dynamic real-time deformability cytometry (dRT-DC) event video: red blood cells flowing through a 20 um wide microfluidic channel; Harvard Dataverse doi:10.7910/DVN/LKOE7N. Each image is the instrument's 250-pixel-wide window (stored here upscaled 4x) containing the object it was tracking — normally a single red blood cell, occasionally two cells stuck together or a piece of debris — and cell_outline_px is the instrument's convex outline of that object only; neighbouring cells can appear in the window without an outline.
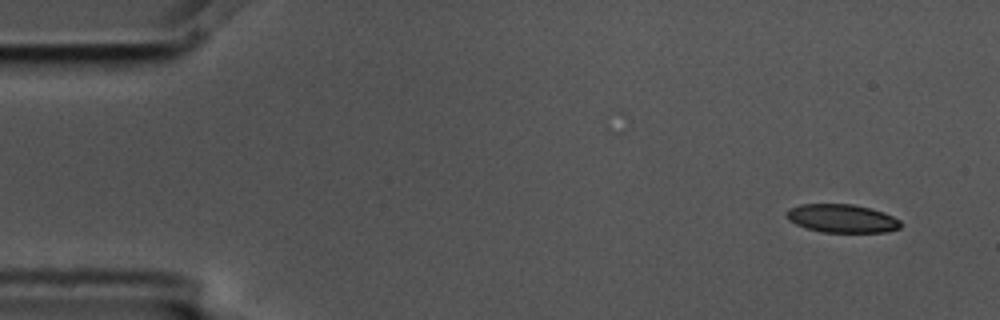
{"species": "common noctule bat (a hibernating species)", "species_latin": "Nyctalus noctula", "temperature_condition": "cold", "stored_images_in_passage": 9, "camera_frame_rate_fps": 3000, "um_per_image_px": 0.085, "animal": {"sex": "male", "body_mass_g": 17.5, "forearm_length_mm": 52.3}, "frame": {"image": 1, "passage_image": 1, "time_ms": 0.0, "image_size_px": [1000, 320], "cell_outline_px": [[900, 228], [888, 232], [820, 232], [804, 228], [788, 220], [788, 208], [800, 204], [852, 204], [872, 208], [884, 212], [900, 220]], "centroid_in_image_um": [71.57, 18.57], "position_along_channel_um": 13.4, "area_um2": 18.96}}
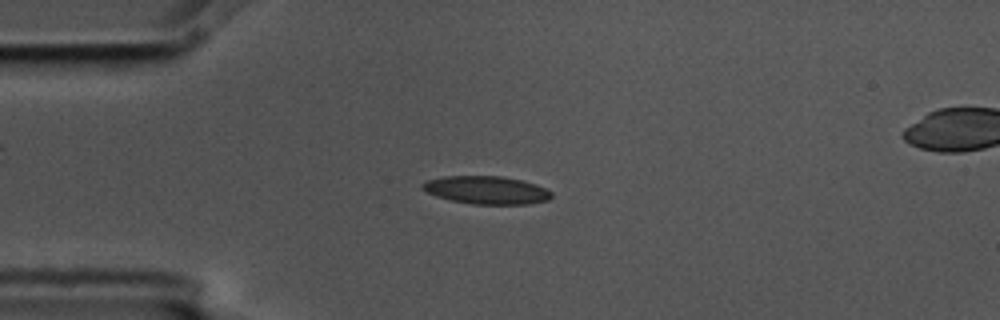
{"frame": {"image": 2, "passage_image": 3, "time_ms": 0.667, "image_size_px": [1000, 320], "cell_outline_px": [[552, 196], [548, 200], [528, 204], [472, 204], [452, 200], [436, 196], [420, 188], [420, 184], [428, 180], [444, 176], [500, 176], [520, 180], [536, 184], [552, 192]], "centroid_in_image_um": [41.34, 16.15], "position_along_channel_um": 43.7, "area_um2": 20.92}}